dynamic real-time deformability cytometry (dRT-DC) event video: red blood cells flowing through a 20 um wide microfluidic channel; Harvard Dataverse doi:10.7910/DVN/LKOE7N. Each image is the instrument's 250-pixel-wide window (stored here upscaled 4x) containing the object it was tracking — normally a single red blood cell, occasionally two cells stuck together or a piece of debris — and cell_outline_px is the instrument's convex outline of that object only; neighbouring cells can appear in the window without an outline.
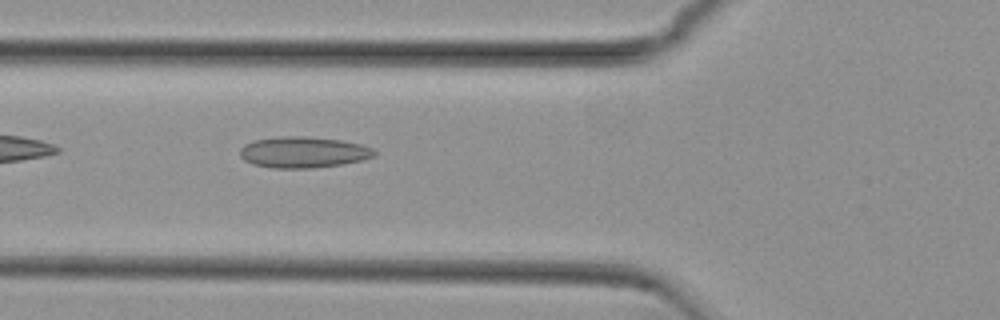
{"species": "common noctule bat (a hibernating species)", "species_latin": "Nyctalus noctula", "temperature_condition": "cold", "stored_images_in_passage": 10, "camera_frame_rate_fps": 3000, "um_per_image_px": 0.085, "animal": {"sex": "female", "body_mass_g": 29.2, "forearm_length_mm": 56.3}, "frame": {"image": 1, "passage_image": 3, "time_ms": 0.667, "image_size_px": [1000, 320], "cell_outline_px": [[376, 156], [360, 160], [340, 164], [312, 168], [272, 168], [252, 164], [244, 160], [240, 156], [240, 148], [244, 144], [252, 140], [280, 136], [304, 136], [340, 140], [360, 144], [372, 148], [376, 152]], "centroid_in_image_um": [25.73, 12.93], "position_along_channel_um": 100.1, "area_um2": 24.39}}
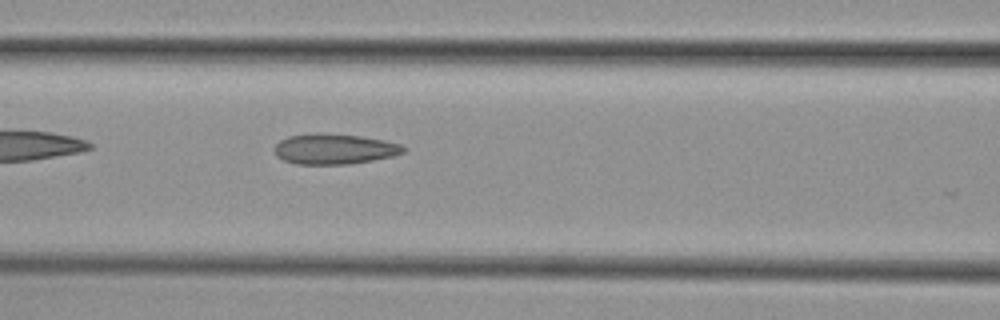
{"frame": {"image": 2, "passage_image": 6, "time_ms": 1.667, "image_size_px": [1000, 320], "cell_outline_px": [[408, 148], [404, 152], [392, 156], [372, 160], [348, 164], [296, 164], [284, 160], [276, 156], [276, 144], [280, 140], [288, 136], [360, 136], [384, 140], [400, 144]], "centroid_in_image_um": [28.48, 12.71], "position_along_channel_um": 138.1, "area_um2": 21.79}}